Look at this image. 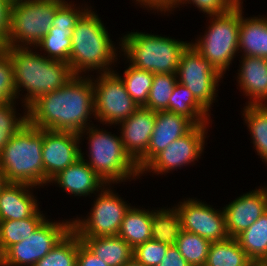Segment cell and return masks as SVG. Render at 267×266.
Here are the masks:
<instances>
[{
	"label": "cell",
	"instance_id": "obj_42",
	"mask_svg": "<svg viewBox=\"0 0 267 266\" xmlns=\"http://www.w3.org/2000/svg\"><path fill=\"white\" fill-rule=\"evenodd\" d=\"M158 266H190L176 245H169L165 257Z\"/></svg>",
	"mask_w": 267,
	"mask_h": 266
},
{
	"label": "cell",
	"instance_id": "obj_27",
	"mask_svg": "<svg viewBox=\"0 0 267 266\" xmlns=\"http://www.w3.org/2000/svg\"><path fill=\"white\" fill-rule=\"evenodd\" d=\"M168 111L189 118L195 125L210 123L208 112L193 96L192 92L184 85L177 82L169 98Z\"/></svg>",
	"mask_w": 267,
	"mask_h": 266
},
{
	"label": "cell",
	"instance_id": "obj_14",
	"mask_svg": "<svg viewBox=\"0 0 267 266\" xmlns=\"http://www.w3.org/2000/svg\"><path fill=\"white\" fill-rule=\"evenodd\" d=\"M175 207L180 215L183 230L197 234L211 243L229 238L223 209L216 210L212 205L196 198H186Z\"/></svg>",
	"mask_w": 267,
	"mask_h": 266
},
{
	"label": "cell",
	"instance_id": "obj_4",
	"mask_svg": "<svg viewBox=\"0 0 267 266\" xmlns=\"http://www.w3.org/2000/svg\"><path fill=\"white\" fill-rule=\"evenodd\" d=\"M43 129L26 123L0 152V168L7 183L45 186L42 160Z\"/></svg>",
	"mask_w": 267,
	"mask_h": 266
},
{
	"label": "cell",
	"instance_id": "obj_44",
	"mask_svg": "<svg viewBox=\"0 0 267 266\" xmlns=\"http://www.w3.org/2000/svg\"><path fill=\"white\" fill-rule=\"evenodd\" d=\"M228 3L232 6V7H243V1L242 0H227Z\"/></svg>",
	"mask_w": 267,
	"mask_h": 266
},
{
	"label": "cell",
	"instance_id": "obj_38",
	"mask_svg": "<svg viewBox=\"0 0 267 266\" xmlns=\"http://www.w3.org/2000/svg\"><path fill=\"white\" fill-rule=\"evenodd\" d=\"M17 101L14 70L8 53L0 47V103Z\"/></svg>",
	"mask_w": 267,
	"mask_h": 266
},
{
	"label": "cell",
	"instance_id": "obj_11",
	"mask_svg": "<svg viewBox=\"0 0 267 266\" xmlns=\"http://www.w3.org/2000/svg\"><path fill=\"white\" fill-rule=\"evenodd\" d=\"M177 81L188 88L194 98L210 113L216 102L217 89L224 76L189 44L181 53Z\"/></svg>",
	"mask_w": 267,
	"mask_h": 266
},
{
	"label": "cell",
	"instance_id": "obj_36",
	"mask_svg": "<svg viewBox=\"0 0 267 266\" xmlns=\"http://www.w3.org/2000/svg\"><path fill=\"white\" fill-rule=\"evenodd\" d=\"M16 103V101L0 103V152L11 137L28 123L27 111L23 116L17 114Z\"/></svg>",
	"mask_w": 267,
	"mask_h": 266
},
{
	"label": "cell",
	"instance_id": "obj_28",
	"mask_svg": "<svg viewBox=\"0 0 267 266\" xmlns=\"http://www.w3.org/2000/svg\"><path fill=\"white\" fill-rule=\"evenodd\" d=\"M165 208L152 210L151 239L167 245H176L183 230L181 218L175 206Z\"/></svg>",
	"mask_w": 267,
	"mask_h": 266
},
{
	"label": "cell",
	"instance_id": "obj_18",
	"mask_svg": "<svg viewBox=\"0 0 267 266\" xmlns=\"http://www.w3.org/2000/svg\"><path fill=\"white\" fill-rule=\"evenodd\" d=\"M194 126L195 124L184 115L166 110L157 111L147 153L137 162L139 171L171 142L187 134Z\"/></svg>",
	"mask_w": 267,
	"mask_h": 266
},
{
	"label": "cell",
	"instance_id": "obj_10",
	"mask_svg": "<svg viewBox=\"0 0 267 266\" xmlns=\"http://www.w3.org/2000/svg\"><path fill=\"white\" fill-rule=\"evenodd\" d=\"M116 70L91 77L94 87L95 119L102 125H117L133 114L139 106L126 90Z\"/></svg>",
	"mask_w": 267,
	"mask_h": 266
},
{
	"label": "cell",
	"instance_id": "obj_33",
	"mask_svg": "<svg viewBox=\"0 0 267 266\" xmlns=\"http://www.w3.org/2000/svg\"><path fill=\"white\" fill-rule=\"evenodd\" d=\"M128 68L124 71V77L120 76L123 80L126 90L135 103L139 106H145L149 96V91L152 86L154 74L145 71L130 63Z\"/></svg>",
	"mask_w": 267,
	"mask_h": 266
},
{
	"label": "cell",
	"instance_id": "obj_9",
	"mask_svg": "<svg viewBox=\"0 0 267 266\" xmlns=\"http://www.w3.org/2000/svg\"><path fill=\"white\" fill-rule=\"evenodd\" d=\"M111 184H106L95 194L89 215L72 218V229L79 237L117 236L123 218L131 207L116 191ZM115 193H114V192Z\"/></svg>",
	"mask_w": 267,
	"mask_h": 266
},
{
	"label": "cell",
	"instance_id": "obj_34",
	"mask_svg": "<svg viewBox=\"0 0 267 266\" xmlns=\"http://www.w3.org/2000/svg\"><path fill=\"white\" fill-rule=\"evenodd\" d=\"M176 246L190 266H202L206 263L211 242L197 234L182 230Z\"/></svg>",
	"mask_w": 267,
	"mask_h": 266
},
{
	"label": "cell",
	"instance_id": "obj_21",
	"mask_svg": "<svg viewBox=\"0 0 267 266\" xmlns=\"http://www.w3.org/2000/svg\"><path fill=\"white\" fill-rule=\"evenodd\" d=\"M33 188L22 183H6L0 190V221L22 220L31 217L39 208Z\"/></svg>",
	"mask_w": 267,
	"mask_h": 266
},
{
	"label": "cell",
	"instance_id": "obj_2",
	"mask_svg": "<svg viewBox=\"0 0 267 266\" xmlns=\"http://www.w3.org/2000/svg\"><path fill=\"white\" fill-rule=\"evenodd\" d=\"M1 47L8 53L13 66L16 98L22 95L20 91H27L20 98L24 111L39 96L60 89L75 76L68 63L48 59L37 52L38 48L35 51L31 47Z\"/></svg>",
	"mask_w": 267,
	"mask_h": 266
},
{
	"label": "cell",
	"instance_id": "obj_19",
	"mask_svg": "<svg viewBox=\"0 0 267 266\" xmlns=\"http://www.w3.org/2000/svg\"><path fill=\"white\" fill-rule=\"evenodd\" d=\"M155 119L156 112L142 106L118 124L124 148L136 163L147 153Z\"/></svg>",
	"mask_w": 267,
	"mask_h": 266
},
{
	"label": "cell",
	"instance_id": "obj_13",
	"mask_svg": "<svg viewBox=\"0 0 267 266\" xmlns=\"http://www.w3.org/2000/svg\"><path fill=\"white\" fill-rule=\"evenodd\" d=\"M208 125H195L187 134L171 142L140 171V176L148 172L165 175L173 169H181L191 163L194 165V161L198 162L204 152Z\"/></svg>",
	"mask_w": 267,
	"mask_h": 266
},
{
	"label": "cell",
	"instance_id": "obj_20",
	"mask_svg": "<svg viewBox=\"0 0 267 266\" xmlns=\"http://www.w3.org/2000/svg\"><path fill=\"white\" fill-rule=\"evenodd\" d=\"M51 183H57L63 191L75 197H92L106 185L82 158L54 176L49 181Z\"/></svg>",
	"mask_w": 267,
	"mask_h": 266
},
{
	"label": "cell",
	"instance_id": "obj_41",
	"mask_svg": "<svg viewBox=\"0 0 267 266\" xmlns=\"http://www.w3.org/2000/svg\"><path fill=\"white\" fill-rule=\"evenodd\" d=\"M77 266H109L96 257L79 238V250L77 253Z\"/></svg>",
	"mask_w": 267,
	"mask_h": 266
},
{
	"label": "cell",
	"instance_id": "obj_8",
	"mask_svg": "<svg viewBox=\"0 0 267 266\" xmlns=\"http://www.w3.org/2000/svg\"><path fill=\"white\" fill-rule=\"evenodd\" d=\"M53 0H16L11 3L10 28L2 46L35 47L52 28L57 8Z\"/></svg>",
	"mask_w": 267,
	"mask_h": 266
},
{
	"label": "cell",
	"instance_id": "obj_15",
	"mask_svg": "<svg viewBox=\"0 0 267 266\" xmlns=\"http://www.w3.org/2000/svg\"><path fill=\"white\" fill-rule=\"evenodd\" d=\"M86 6L85 4L82 8L80 5L76 7L72 1L62 3L56 10L52 28L35 48L43 50V55L48 59L69 63L73 29L80 17L90 8Z\"/></svg>",
	"mask_w": 267,
	"mask_h": 266
},
{
	"label": "cell",
	"instance_id": "obj_40",
	"mask_svg": "<svg viewBox=\"0 0 267 266\" xmlns=\"http://www.w3.org/2000/svg\"><path fill=\"white\" fill-rule=\"evenodd\" d=\"M11 0H0V47L6 42L10 28Z\"/></svg>",
	"mask_w": 267,
	"mask_h": 266
},
{
	"label": "cell",
	"instance_id": "obj_23",
	"mask_svg": "<svg viewBox=\"0 0 267 266\" xmlns=\"http://www.w3.org/2000/svg\"><path fill=\"white\" fill-rule=\"evenodd\" d=\"M238 50L242 56L267 59V17L240 16ZM241 51V52H240Z\"/></svg>",
	"mask_w": 267,
	"mask_h": 266
},
{
	"label": "cell",
	"instance_id": "obj_37",
	"mask_svg": "<svg viewBox=\"0 0 267 266\" xmlns=\"http://www.w3.org/2000/svg\"><path fill=\"white\" fill-rule=\"evenodd\" d=\"M184 4H192L198 8L200 12H204L203 14L206 13L208 16L220 15L232 8L227 0H166L156 12L168 14V12L171 13V11H174V8H178Z\"/></svg>",
	"mask_w": 267,
	"mask_h": 266
},
{
	"label": "cell",
	"instance_id": "obj_3",
	"mask_svg": "<svg viewBox=\"0 0 267 266\" xmlns=\"http://www.w3.org/2000/svg\"><path fill=\"white\" fill-rule=\"evenodd\" d=\"M91 8L80 17L73 29L68 64L74 75H84L94 70L96 73H108L113 71L111 65L115 66L120 57L117 54L120 47H115L107 27Z\"/></svg>",
	"mask_w": 267,
	"mask_h": 266
},
{
	"label": "cell",
	"instance_id": "obj_5",
	"mask_svg": "<svg viewBox=\"0 0 267 266\" xmlns=\"http://www.w3.org/2000/svg\"><path fill=\"white\" fill-rule=\"evenodd\" d=\"M90 125L79 133L88 140V159H84L81 149V158L98 174L106 183H118L139 179L140 171L137 163L126 152L121 135L111 134L104 128ZM104 129V130H103ZM136 177V178H135Z\"/></svg>",
	"mask_w": 267,
	"mask_h": 266
},
{
	"label": "cell",
	"instance_id": "obj_45",
	"mask_svg": "<svg viewBox=\"0 0 267 266\" xmlns=\"http://www.w3.org/2000/svg\"><path fill=\"white\" fill-rule=\"evenodd\" d=\"M6 183L7 181L5 179L2 169L0 168V190L6 185Z\"/></svg>",
	"mask_w": 267,
	"mask_h": 266
},
{
	"label": "cell",
	"instance_id": "obj_29",
	"mask_svg": "<svg viewBox=\"0 0 267 266\" xmlns=\"http://www.w3.org/2000/svg\"><path fill=\"white\" fill-rule=\"evenodd\" d=\"M235 238L249 259H256L267 265V211Z\"/></svg>",
	"mask_w": 267,
	"mask_h": 266
},
{
	"label": "cell",
	"instance_id": "obj_7",
	"mask_svg": "<svg viewBox=\"0 0 267 266\" xmlns=\"http://www.w3.org/2000/svg\"><path fill=\"white\" fill-rule=\"evenodd\" d=\"M242 9L243 7H232L226 13L206 16L211 19L208 30L194 43L192 40L190 42L223 76L236 58V53H239L240 16L244 13Z\"/></svg>",
	"mask_w": 267,
	"mask_h": 266
},
{
	"label": "cell",
	"instance_id": "obj_16",
	"mask_svg": "<svg viewBox=\"0 0 267 266\" xmlns=\"http://www.w3.org/2000/svg\"><path fill=\"white\" fill-rule=\"evenodd\" d=\"M81 142L78 133L43 129L45 186L59 172L81 158Z\"/></svg>",
	"mask_w": 267,
	"mask_h": 266
},
{
	"label": "cell",
	"instance_id": "obj_22",
	"mask_svg": "<svg viewBox=\"0 0 267 266\" xmlns=\"http://www.w3.org/2000/svg\"><path fill=\"white\" fill-rule=\"evenodd\" d=\"M237 82L248 99V105L267 104V59L240 56Z\"/></svg>",
	"mask_w": 267,
	"mask_h": 266
},
{
	"label": "cell",
	"instance_id": "obj_24",
	"mask_svg": "<svg viewBox=\"0 0 267 266\" xmlns=\"http://www.w3.org/2000/svg\"><path fill=\"white\" fill-rule=\"evenodd\" d=\"M82 243L109 266H124L133 258V248L121 237H79Z\"/></svg>",
	"mask_w": 267,
	"mask_h": 266
},
{
	"label": "cell",
	"instance_id": "obj_1",
	"mask_svg": "<svg viewBox=\"0 0 267 266\" xmlns=\"http://www.w3.org/2000/svg\"><path fill=\"white\" fill-rule=\"evenodd\" d=\"M87 75H75L60 89L39 96L27 107L28 123L39 129L78 134L92 125L88 121L95 117L94 87Z\"/></svg>",
	"mask_w": 267,
	"mask_h": 266
},
{
	"label": "cell",
	"instance_id": "obj_17",
	"mask_svg": "<svg viewBox=\"0 0 267 266\" xmlns=\"http://www.w3.org/2000/svg\"><path fill=\"white\" fill-rule=\"evenodd\" d=\"M222 208L228 235L235 238L267 211V186L244 193Z\"/></svg>",
	"mask_w": 267,
	"mask_h": 266
},
{
	"label": "cell",
	"instance_id": "obj_26",
	"mask_svg": "<svg viewBox=\"0 0 267 266\" xmlns=\"http://www.w3.org/2000/svg\"><path fill=\"white\" fill-rule=\"evenodd\" d=\"M46 219L39 208L31 217L26 219L0 221V257L12 245L33 234Z\"/></svg>",
	"mask_w": 267,
	"mask_h": 266
},
{
	"label": "cell",
	"instance_id": "obj_12",
	"mask_svg": "<svg viewBox=\"0 0 267 266\" xmlns=\"http://www.w3.org/2000/svg\"><path fill=\"white\" fill-rule=\"evenodd\" d=\"M71 229V219L59 220V222L46 219L33 234L12 245L0 257V266H33L44 258Z\"/></svg>",
	"mask_w": 267,
	"mask_h": 266
},
{
	"label": "cell",
	"instance_id": "obj_31",
	"mask_svg": "<svg viewBox=\"0 0 267 266\" xmlns=\"http://www.w3.org/2000/svg\"><path fill=\"white\" fill-rule=\"evenodd\" d=\"M249 258L240 247L236 238L211 243L207 255L206 266H240Z\"/></svg>",
	"mask_w": 267,
	"mask_h": 266
},
{
	"label": "cell",
	"instance_id": "obj_39",
	"mask_svg": "<svg viewBox=\"0 0 267 266\" xmlns=\"http://www.w3.org/2000/svg\"><path fill=\"white\" fill-rule=\"evenodd\" d=\"M168 247L167 244L151 239L133 249V258L145 266H158Z\"/></svg>",
	"mask_w": 267,
	"mask_h": 266
},
{
	"label": "cell",
	"instance_id": "obj_32",
	"mask_svg": "<svg viewBox=\"0 0 267 266\" xmlns=\"http://www.w3.org/2000/svg\"><path fill=\"white\" fill-rule=\"evenodd\" d=\"M79 236L71 229L58 244L33 266H77Z\"/></svg>",
	"mask_w": 267,
	"mask_h": 266
},
{
	"label": "cell",
	"instance_id": "obj_47",
	"mask_svg": "<svg viewBox=\"0 0 267 266\" xmlns=\"http://www.w3.org/2000/svg\"><path fill=\"white\" fill-rule=\"evenodd\" d=\"M53 1H59V2H62V3H68V1H66V0H53Z\"/></svg>",
	"mask_w": 267,
	"mask_h": 266
},
{
	"label": "cell",
	"instance_id": "obj_30",
	"mask_svg": "<svg viewBox=\"0 0 267 266\" xmlns=\"http://www.w3.org/2000/svg\"><path fill=\"white\" fill-rule=\"evenodd\" d=\"M242 115L251 134L253 148L262 161L267 164V104L247 105L243 108Z\"/></svg>",
	"mask_w": 267,
	"mask_h": 266
},
{
	"label": "cell",
	"instance_id": "obj_43",
	"mask_svg": "<svg viewBox=\"0 0 267 266\" xmlns=\"http://www.w3.org/2000/svg\"><path fill=\"white\" fill-rule=\"evenodd\" d=\"M240 266H267V265L265 262L256 259H248L244 264Z\"/></svg>",
	"mask_w": 267,
	"mask_h": 266
},
{
	"label": "cell",
	"instance_id": "obj_25",
	"mask_svg": "<svg viewBox=\"0 0 267 266\" xmlns=\"http://www.w3.org/2000/svg\"><path fill=\"white\" fill-rule=\"evenodd\" d=\"M152 210L131 206L126 212L118 236L133 249L151 240Z\"/></svg>",
	"mask_w": 267,
	"mask_h": 266
},
{
	"label": "cell",
	"instance_id": "obj_46",
	"mask_svg": "<svg viewBox=\"0 0 267 266\" xmlns=\"http://www.w3.org/2000/svg\"><path fill=\"white\" fill-rule=\"evenodd\" d=\"M124 266H145L139 262H137L134 258L128 261Z\"/></svg>",
	"mask_w": 267,
	"mask_h": 266
},
{
	"label": "cell",
	"instance_id": "obj_6",
	"mask_svg": "<svg viewBox=\"0 0 267 266\" xmlns=\"http://www.w3.org/2000/svg\"><path fill=\"white\" fill-rule=\"evenodd\" d=\"M120 41L119 54L124 52L120 56L124 55L131 65L152 74H176L181 53L190 44L175 38L138 31L128 32Z\"/></svg>",
	"mask_w": 267,
	"mask_h": 266
},
{
	"label": "cell",
	"instance_id": "obj_35",
	"mask_svg": "<svg viewBox=\"0 0 267 266\" xmlns=\"http://www.w3.org/2000/svg\"><path fill=\"white\" fill-rule=\"evenodd\" d=\"M177 82V74H154L147 103L144 107L155 112L168 111L169 98Z\"/></svg>",
	"mask_w": 267,
	"mask_h": 266
}]
</instances>
